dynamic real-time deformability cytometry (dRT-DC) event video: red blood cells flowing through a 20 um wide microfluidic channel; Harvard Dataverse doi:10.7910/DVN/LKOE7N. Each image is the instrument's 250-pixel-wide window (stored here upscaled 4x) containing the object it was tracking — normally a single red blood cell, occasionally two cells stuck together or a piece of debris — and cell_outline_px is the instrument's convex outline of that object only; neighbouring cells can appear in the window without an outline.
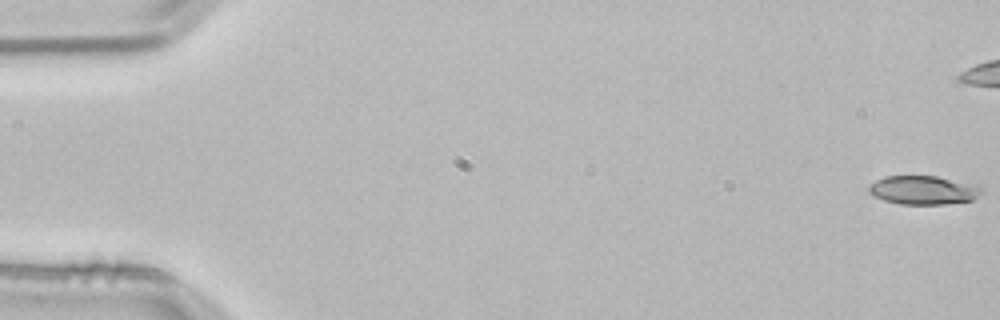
{"species": "common noctule bat (a hibernating species)", "species_latin": "Nyctalus noctula", "temperature_condition": "room temperature", "stored_images_in_passage": 44, "camera_frame_rate_fps": 3000, "um_per_image_px": 0.085, "animal": {"sex": "male", "body_mass_g": 21.5, "forearm_length_mm": 52.0}, "frame": {"image": 1, "passage_image": 1, "time_ms": 0.0, "image_size_px": [1000, 320], "cell_outline_px": [[984, 192], [972, 200], [944, 204], [900, 204], [884, 200], [872, 196], [868, 192], [868, 184], [884, 176], [936, 176], [976, 184], [984, 188]], "centroid_in_image_um": [78.48, 16.15], "position_along_channel_um": 6.5, "area_um2": 19.13}}
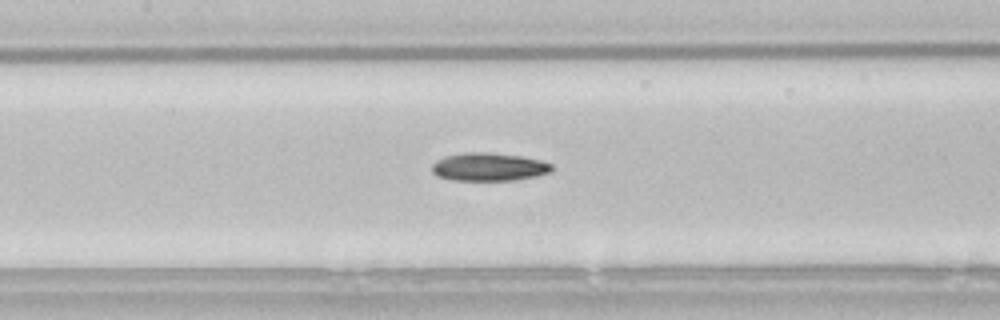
{"frame": {"image": 2, "passage_image": 25, "time_ms": 8.0, "image_size_px": [1000, 320], "cell_outline_px": [[552, 172], [536, 176], [516, 180], [452, 180], [436, 176], [432, 172], [432, 164], [436, 160], [448, 156], [464, 152], [488, 152], [520, 156], [540, 160], [552, 164]], "centroid_in_image_um": [41.55, 14.19], "position_along_channel_um": 165.9, "area_um2": 19.65}}
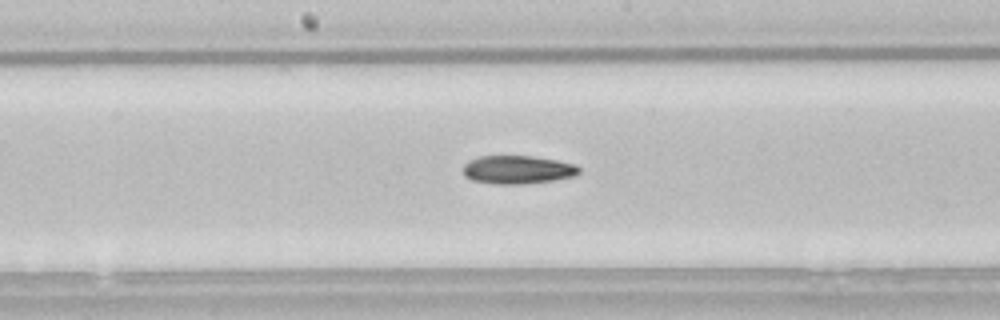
{"frame": {"image": 3, "passage_image": 28, "time_ms": 9.0, "image_size_px": [1000, 320], "cell_outline_px": [[580, 172], [576, 176], [552, 180], [520, 184], [496, 184], [472, 180], [464, 176], [464, 164], [468, 160], [480, 156], [532, 156], [556, 160], [576, 164], [580, 168]], "centroid_in_image_um": [44.0, 14.42], "position_along_channel_um": 204.2, "area_um2": 19.13}}